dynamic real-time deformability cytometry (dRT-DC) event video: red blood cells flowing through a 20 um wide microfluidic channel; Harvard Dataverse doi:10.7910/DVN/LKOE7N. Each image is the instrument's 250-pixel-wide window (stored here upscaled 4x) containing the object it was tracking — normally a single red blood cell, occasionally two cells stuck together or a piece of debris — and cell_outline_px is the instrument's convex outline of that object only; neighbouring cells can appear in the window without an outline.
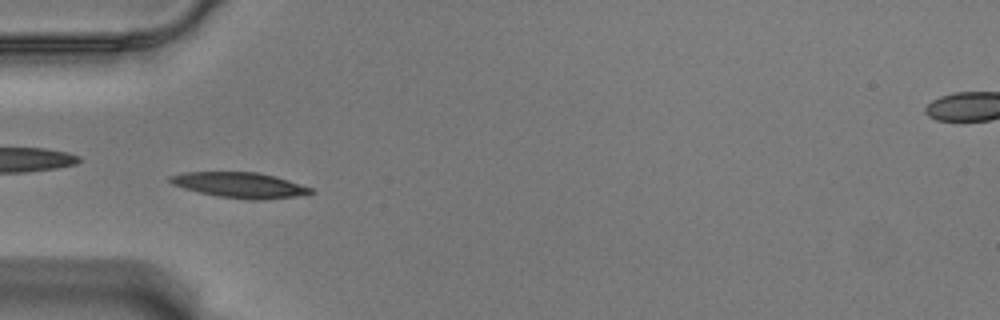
{"species": "Egyptian fruit bat (a non-hibernating species)", "species_latin": "Rousettus aegyptiacus", "temperature_condition": "warm", "stored_images_in_passage": 58, "camera_frame_rate_fps": 3000, "um_per_image_px": 0.085, "animal": {"sex": "male"}, "frame": {"image": 1, "passage_image": 19, "time_ms": 6.0, "image_size_px": [1000, 320], "cell_outline_px": [[316, 192], [308, 196], [260, 200], [252, 200], [216, 196], [184, 188], [172, 184], [168, 180], [168, 176], [184, 172], [256, 172], [276, 176], [312, 188]], "centroid_in_image_um": [20.46, 15.74], "position_along_channel_um": 64.5, "area_um2": 21.15}}
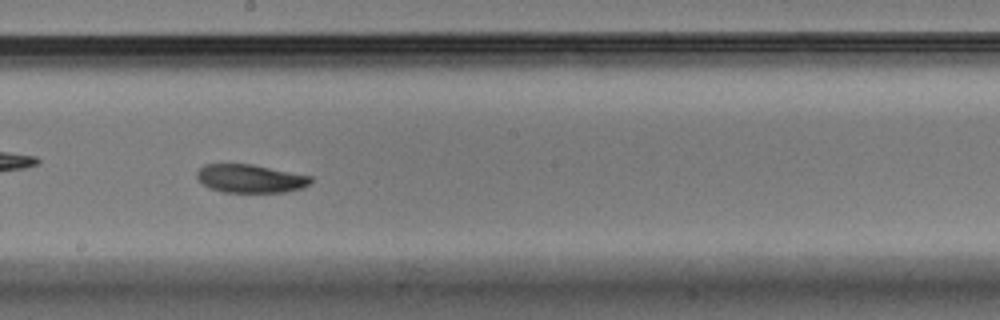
{"frame": {"image": 2, "passage_image": 33, "time_ms": 10.667, "image_size_px": [1000, 320], "cell_outline_px": [[312, 184], [304, 188], [284, 192], [220, 192], [208, 188], [196, 176], [196, 172], [204, 164], [252, 164], [312, 176]], "centroid_in_image_um": [21.3, 15.18], "position_along_channel_um": 226.9, "area_um2": 18.96}}
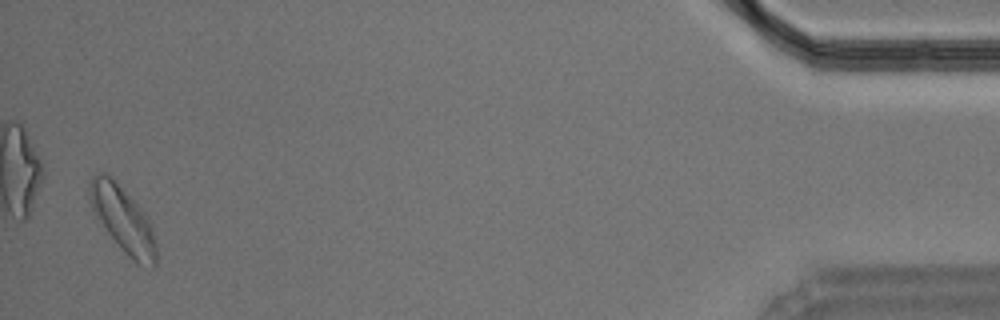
{"frame": {"image": 3, "passage_image": 57, "time_ms": 18.667, "image_size_px": [1000, 320], "cell_outline_px": [[156, 264], [152, 268], [140, 264], [132, 260], [124, 252], [92, 212], [88, 200], [88, 184], [92, 176], [100, 172], [104, 172], [112, 176], [144, 212], [152, 228], [156, 244]], "centroid_in_image_um": [10.41, 18.61], "position_along_channel_um": 424.8, "area_um2": 25.61}, "authors_computed_cell_mechanics": {"area_um2": 19.5942, "velocity_mm_per_s": 3.4958, "shape_relaxation_time_tau1_ms": 4.3996, "shape_relaxation_time_tau2_ms": 10.2817, "deformation_change_tau1": 0.1323, "deformation_change_tau2": 0.1624}}